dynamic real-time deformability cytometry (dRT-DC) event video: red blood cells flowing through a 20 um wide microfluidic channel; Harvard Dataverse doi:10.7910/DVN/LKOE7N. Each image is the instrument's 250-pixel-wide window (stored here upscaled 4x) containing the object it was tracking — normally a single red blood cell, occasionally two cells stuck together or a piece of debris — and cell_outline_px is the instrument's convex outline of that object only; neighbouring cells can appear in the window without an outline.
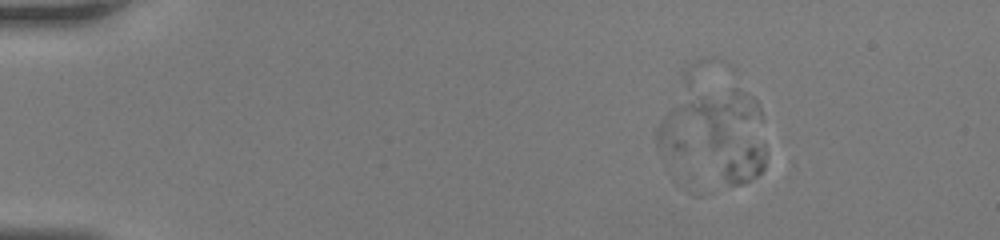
{"species": "human", "species_latin": "Homo sapiens", "temperature_condition": "room temperature", "stored_images_in_passage": 17, "camera_frame_rate_fps": 3000, "um_per_image_px": 0.085, "donor": {"sex": "female"}, "frame": {"image": 1, "passage_image": 17, "time_ms": 5.333, "image_size_px": [1000, 240], "cell_outline_px": [[764, 168], [756, 176], [740, 184], [728, 184], [660, 156], [656, 148], [656, 128], [660, 120], [668, 112], [696, 92], [732, 88], [736, 88], [748, 92], [760, 104], [764, 120]], "centroid_in_image_um": [60.82, 11.48], "position_along_channel_um": 24.2, "area_um2": 58.2}}